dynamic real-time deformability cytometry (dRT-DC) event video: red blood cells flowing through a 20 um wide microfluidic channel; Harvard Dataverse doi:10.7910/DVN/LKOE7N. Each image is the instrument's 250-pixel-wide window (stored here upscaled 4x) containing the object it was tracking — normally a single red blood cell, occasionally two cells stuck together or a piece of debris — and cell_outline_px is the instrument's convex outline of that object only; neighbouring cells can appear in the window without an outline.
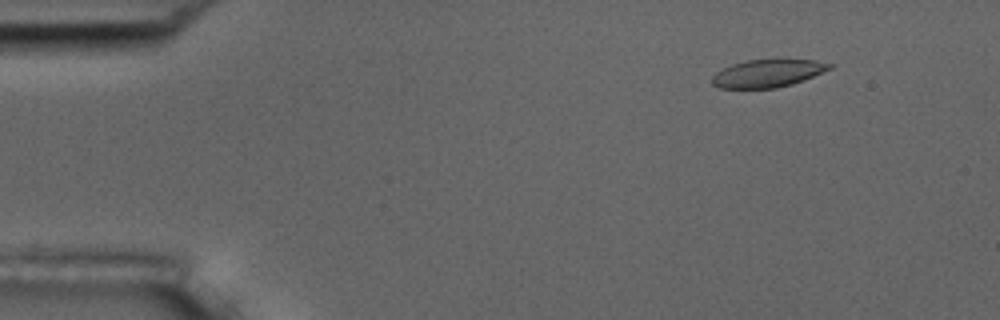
{"species": "common noctule bat (a hibernating species)", "species_latin": "Nyctalus noctula", "temperature_condition": "room temperature", "stored_images_in_passage": 51, "camera_frame_rate_fps": 3000, "um_per_image_px": 0.085, "animal": {"sex": "male", "body_mass_g": 17.5, "forearm_length_mm": 52.3}, "frame": {"image": 1, "passage_image": 2, "time_ms": 0.333, "image_size_px": [1000, 320], "cell_outline_px": [[832, 68], [792, 84], [776, 88], [720, 88], [712, 84], [712, 76], [716, 72], [732, 64], [748, 60], [816, 60], [832, 64]], "centroid_in_image_um": [65.23, 6.24], "position_along_channel_um": 19.8, "area_um2": 18.67}}
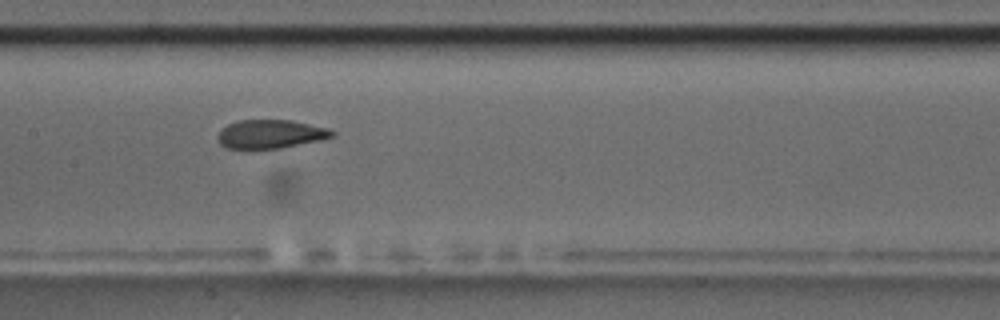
{"frame": {"image": 2, "passage_image": 23, "time_ms": 7.333, "image_size_px": [1000, 320], "cell_outline_px": [[336, 136], [320, 140], [280, 148], [228, 148], [220, 144], [216, 136], [228, 124], [236, 120], [292, 120], [328, 128], [336, 132]], "centroid_in_image_um": [23.02, 11.38], "position_along_channel_um": 184.4, "area_um2": 19.02}}
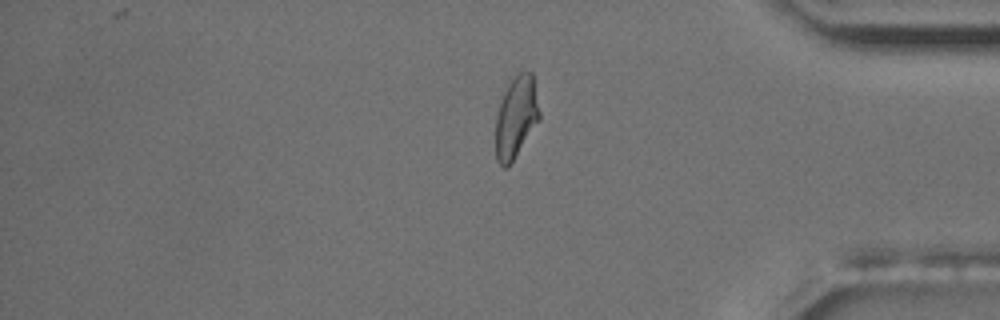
{"frame": {"image": 3, "passage_image": 42, "time_ms": 13.667, "image_size_px": [1000, 320], "cell_outline_px": [[540, 120], [508, 168], [504, 168], [496, 160], [496, 116], [504, 92], [508, 84], [520, 72], [532, 72], [540, 112]], "centroid_in_image_um": [43.88, 10.0], "position_along_channel_um": 391.3, "area_um2": 20.75}, "authors_computed_cell_mechanics": {"area_um2": 20.4034, "velocity_mm_per_s": 3.6211, "shape_relaxation_time_tau1_ms": 7.5827, "shape_relaxation_time_tau2_ms": 1.6278, "deformation_change_tau1": 0.1822, "deformation_change_tau2": 0.066}}